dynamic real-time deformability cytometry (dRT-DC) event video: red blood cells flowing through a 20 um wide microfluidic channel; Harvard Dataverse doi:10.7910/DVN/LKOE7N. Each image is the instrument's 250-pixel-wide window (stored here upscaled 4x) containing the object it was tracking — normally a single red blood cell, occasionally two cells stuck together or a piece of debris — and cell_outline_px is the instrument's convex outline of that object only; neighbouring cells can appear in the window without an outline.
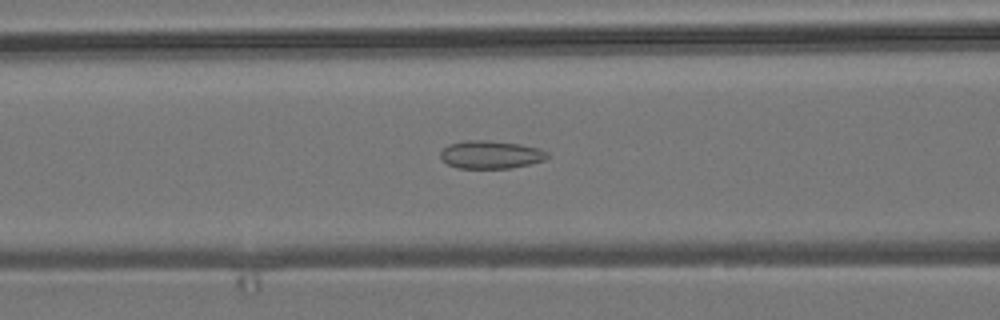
{"species": "common noctule bat (a hibernating species)", "species_latin": "Nyctalus noctula", "temperature_condition": "room temperature", "stored_images_in_passage": 37, "camera_frame_rate_fps": 3000, "um_per_image_px": 0.085, "animal": {"sex": "male", "body_mass_g": 19.2, "forearm_length_mm": 51.8}, "frame": {"image": 1, "passage_image": 5, "time_ms": 1.333, "image_size_px": [1000, 320], "cell_outline_px": [[548, 156], [544, 160], [512, 168], [456, 168], [448, 164], [440, 156], [440, 152], [448, 144], [464, 140], [488, 140], [520, 144], [540, 148], [548, 152]], "centroid_in_image_um": [41.71, 13.13], "position_along_channel_um": 124.9, "area_um2": 17.46}}
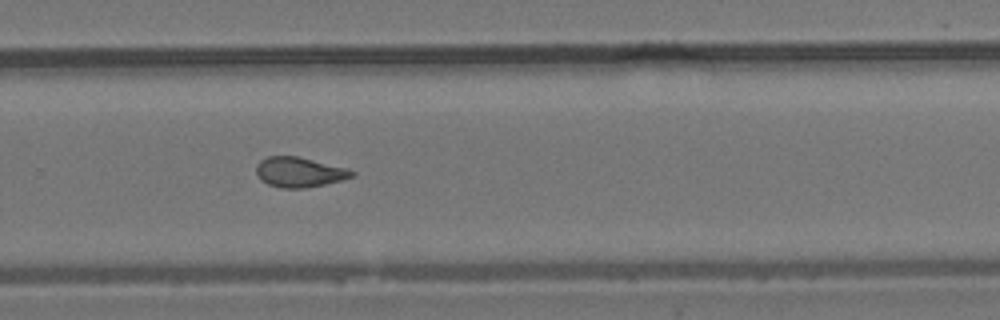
{"frame": {"image": 2, "passage_image": 19, "time_ms": 6.0, "image_size_px": [1000, 320], "cell_outline_px": [[356, 176], [324, 184], [304, 188], [280, 188], [268, 184], [260, 180], [256, 176], [256, 164], [260, 160], [268, 156], [296, 156], [348, 168], [356, 172]], "centroid_in_image_um": [25.42, 14.63], "position_along_channel_um": 304.4, "area_um2": 16.82}}
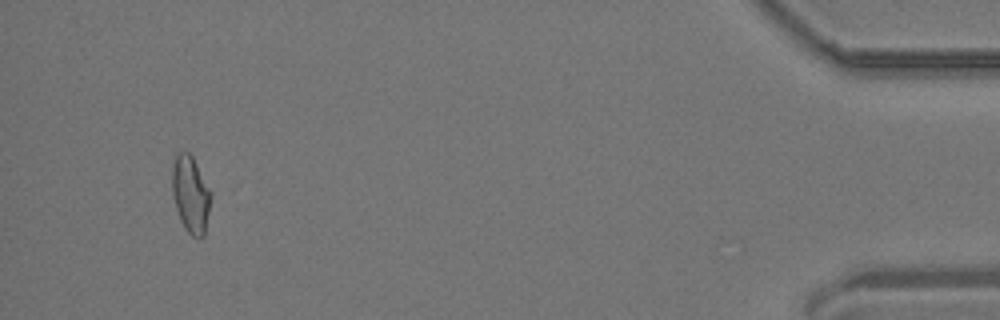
{"frame": {"image": 3, "passage_image": 34, "time_ms": 11.0, "image_size_px": [1000, 320], "cell_outline_px": [[212, 192], [204, 236], [200, 240], [192, 236], [184, 228], [180, 220], [172, 196], [172, 164], [176, 152], [188, 152], [192, 156]], "centroid_in_image_um": [16.19, 16.52], "position_along_channel_um": 419.0, "area_um2": 17.57}}